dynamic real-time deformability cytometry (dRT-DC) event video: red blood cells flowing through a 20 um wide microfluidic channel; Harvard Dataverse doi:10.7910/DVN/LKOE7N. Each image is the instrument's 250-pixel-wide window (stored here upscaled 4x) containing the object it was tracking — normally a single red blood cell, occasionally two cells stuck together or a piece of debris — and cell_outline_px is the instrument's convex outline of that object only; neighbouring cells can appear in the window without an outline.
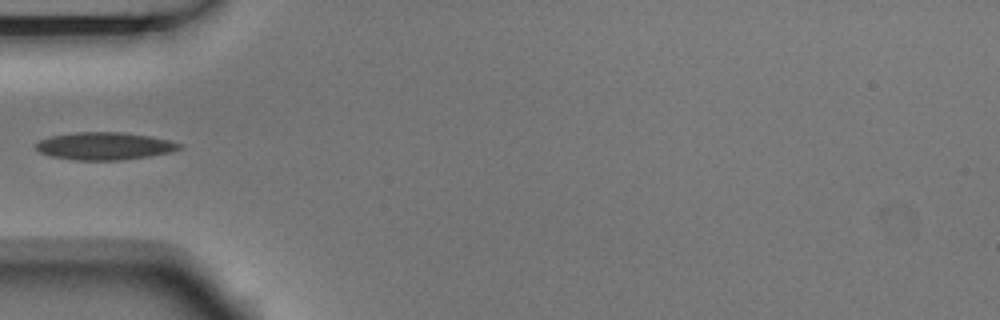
{"species": "Egyptian fruit bat (a non-hibernating species)", "species_latin": "Rousettus aegyptiacus", "temperature_condition": "room temperature", "stored_images_in_passage": 6, "camera_frame_rate_fps": 3000, "um_per_image_px": 0.085, "animal": {"sex": "male"}, "frame": {"image": 1, "passage_image": 6, "time_ms": 1.667, "image_size_px": [1000, 320], "cell_outline_px": [[184, 144], [180, 148], [172, 152], [148, 156], [120, 160], [76, 160], [52, 156], [40, 152], [36, 148], [36, 144], [40, 140], [52, 136], [76, 132], [120, 132], [152, 136]], "centroid_in_image_um": [8.92, 12.41], "position_along_channel_um": 76.1, "area_um2": 22.89}}